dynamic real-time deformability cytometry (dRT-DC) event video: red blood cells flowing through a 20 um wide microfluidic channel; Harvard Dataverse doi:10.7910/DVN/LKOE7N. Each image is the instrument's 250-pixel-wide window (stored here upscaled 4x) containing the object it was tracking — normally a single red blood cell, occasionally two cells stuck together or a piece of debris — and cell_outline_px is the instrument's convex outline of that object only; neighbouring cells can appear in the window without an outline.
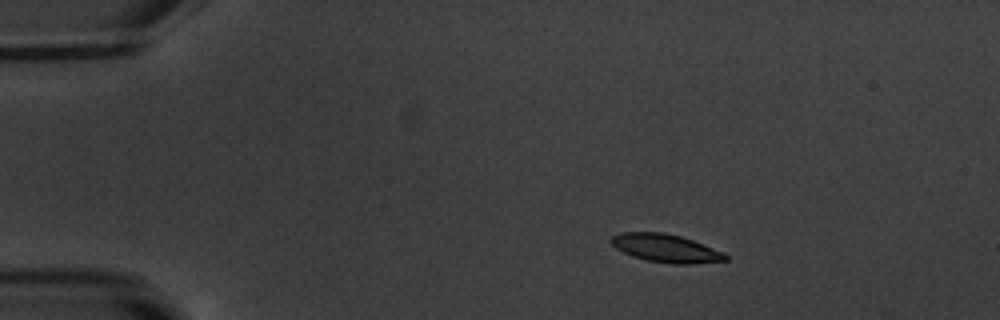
{"species": "common noctule bat (a hibernating species)", "species_latin": "Nyctalus noctula", "temperature_condition": "warm", "stored_images_in_passage": 45, "camera_frame_rate_fps": 3000, "um_per_image_px": 0.085, "animal": {"sex": "male", "body_mass_g": 20.1, "forearm_length_mm": 53.5}, "frame": {"image": 1, "passage_image": 1, "time_ms": 0.0, "image_size_px": [1000, 320], "cell_outline_px": [[728, 260], [688, 264], [672, 264], [648, 260], [632, 256], [616, 248], [608, 240], [612, 236], [620, 232], [664, 232], [680, 236], [692, 240], [724, 252], [728, 256]], "centroid_in_image_um": [56.58, 21.09], "position_along_channel_um": 28.4, "area_um2": 18.67}}
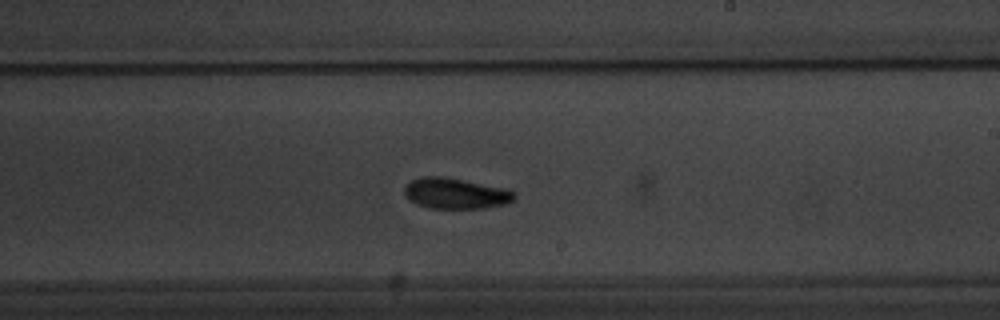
{"frame": {"image": 2, "passage_image": 24, "time_ms": 7.667, "image_size_px": [1000, 320], "cell_outline_px": [[516, 196], [512, 200], [504, 204], [484, 208], [432, 208], [416, 204], [404, 196], [404, 188], [412, 180], [424, 176], [440, 176], [508, 188], [516, 192]], "centroid_in_image_um": [38.74, 16.44], "position_along_channel_um": 250.3, "area_um2": 19.65}}
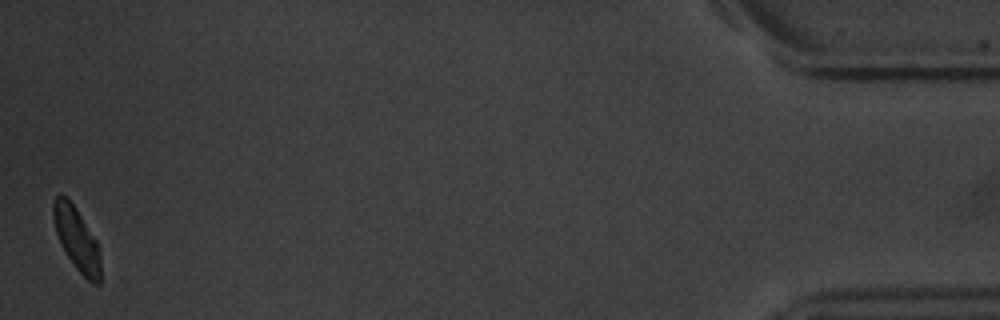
{"frame": {"image": 3, "passage_image": 45, "time_ms": 14.667, "image_size_px": [1000, 320], "cell_outline_px": [[100, 284], [92, 284], [76, 268], [64, 252], [60, 244], [52, 220], [52, 204], [56, 196], [64, 196], [76, 208], [96, 240], [100, 248]], "centroid_in_image_um": [6.51, 20.34], "position_along_channel_um": 428.7, "area_um2": 17.4}, "authors_computed_cell_mechanics": {"area_um2": 18.7272, "velocity_mm_per_s": 3.7769, "shape_relaxation_time_tau1_ms": 1.9848, "shape_relaxation_time_tau2_ms": 10.0119, "deformation_change_tau1": 0.1181, "deformation_change_tau2": 0.1162}}